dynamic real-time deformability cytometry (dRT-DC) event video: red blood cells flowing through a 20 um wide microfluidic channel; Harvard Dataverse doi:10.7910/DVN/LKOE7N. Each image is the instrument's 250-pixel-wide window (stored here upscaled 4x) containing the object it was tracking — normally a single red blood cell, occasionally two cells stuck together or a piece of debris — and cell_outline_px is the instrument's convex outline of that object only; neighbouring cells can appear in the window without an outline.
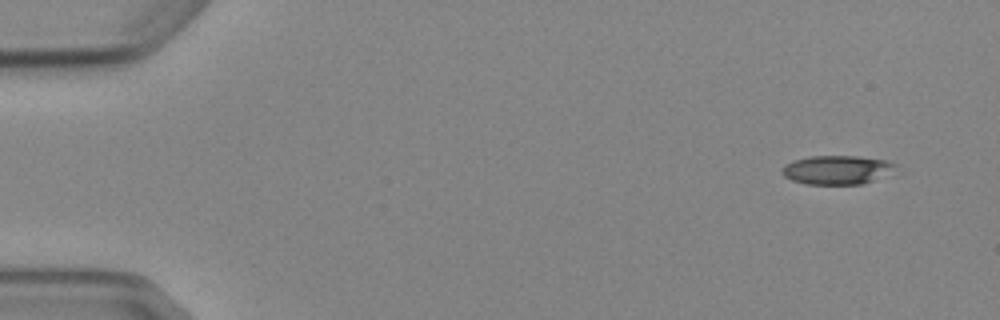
{"species": "Egyptian fruit bat (a non-hibernating species)", "species_latin": "Rousettus aegyptiacus", "temperature_condition": "cold", "stored_images_in_passage": 8, "camera_frame_rate_fps": 3000, "um_per_image_px": 0.085, "animal": {"sex": "female"}, "frame": {"image": 1, "passage_image": 1, "time_ms": 0.0, "image_size_px": [1000, 320], "cell_outline_px": [[900, 164], [872, 180], [860, 184], [804, 184], [792, 180], [784, 176], [780, 172], [780, 168], [784, 164], [808, 156], [856, 156], [888, 160]], "centroid_in_image_um": [71.05, 14.42], "position_along_channel_um": 13.9, "area_um2": 18.9}}
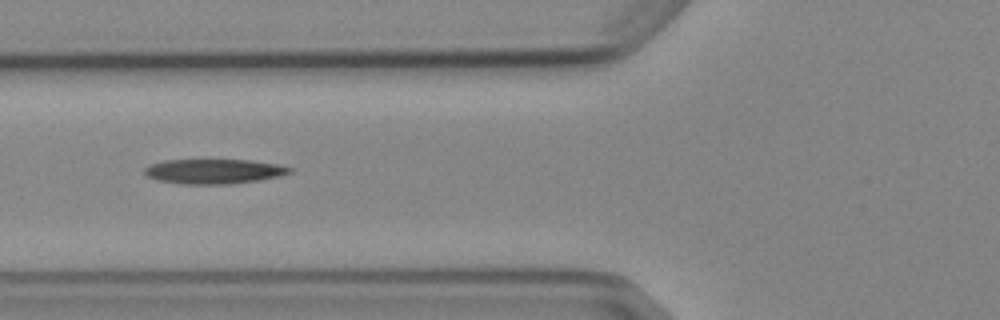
{"frame": {"image": 2, "passage_image": 5, "time_ms": 5.667, "image_size_px": [1000, 320], "cell_outline_px": [[292, 172], [280, 176], [260, 180], [228, 184], [180, 184], [156, 180], [148, 176], [144, 172], [144, 168], [148, 164], [164, 160], [252, 160], [276, 164], [292, 168]], "centroid_in_image_um": [18.15, 14.57], "position_along_channel_um": 107.6, "area_um2": 21.04}}